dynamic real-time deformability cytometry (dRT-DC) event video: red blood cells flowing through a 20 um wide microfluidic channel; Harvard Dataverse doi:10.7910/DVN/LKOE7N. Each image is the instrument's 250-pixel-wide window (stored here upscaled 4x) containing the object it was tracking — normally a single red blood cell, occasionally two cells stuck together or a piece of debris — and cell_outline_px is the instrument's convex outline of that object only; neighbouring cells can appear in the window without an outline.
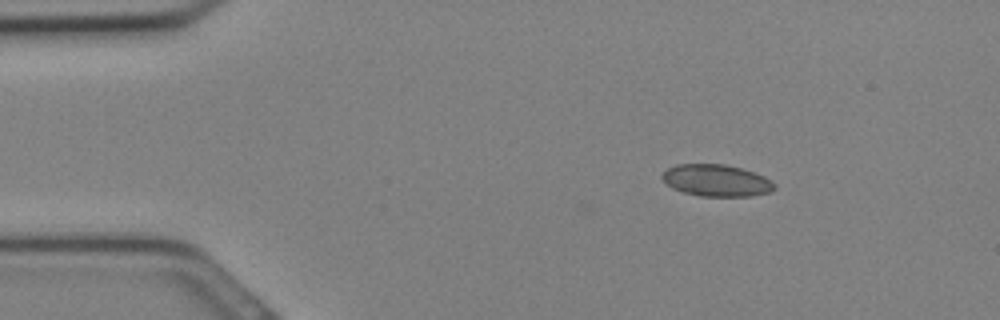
{"species": "Egyptian fruit bat (a non-hibernating species)", "species_latin": "Rousettus aegyptiacus", "temperature_condition": "cold", "stored_images_in_passage": 30, "camera_frame_rate_fps": 3000, "um_per_image_px": 0.085, "animal": {"sex": "female"}, "frame": {"image": 1, "passage_image": 4, "time_ms": 1.0, "image_size_px": [1000, 320], "cell_outline_px": [[776, 188], [772, 192], [748, 196], [700, 196], [684, 192], [672, 188], [660, 176], [668, 168], [676, 164], [724, 164], [740, 168], [764, 176], [772, 180], [776, 184]], "centroid_in_image_um": [60.92, 15.34], "position_along_channel_um": 24.1, "area_um2": 20.81}}
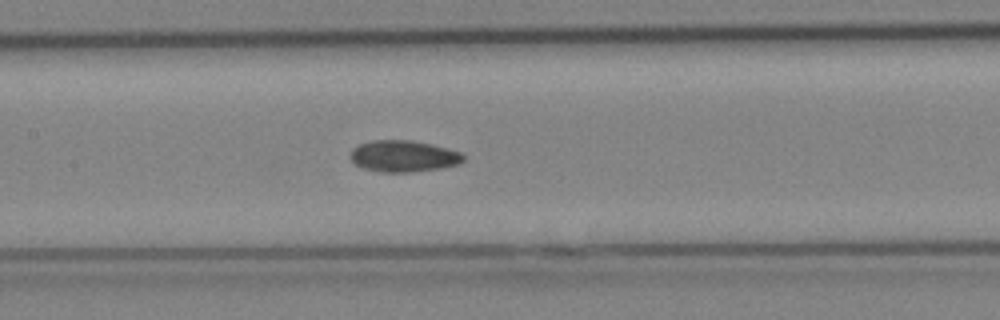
{"frame": {"image": 2, "passage_image": 14, "time_ms": 4.333, "image_size_px": [1000, 320], "cell_outline_px": [[464, 160], [460, 164], [440, 168], [408, 172], [380, 172], [360, 168], [352, 160], [352, 148], [360, 144], [372, 140], [412, 140], [432, 144], [448, 148], [460, 152], [464, 156]], "centroid_in_image_um": [34.31, 13.27], "position_along_channel_um": 173.1, "area_um2": 20.75}}
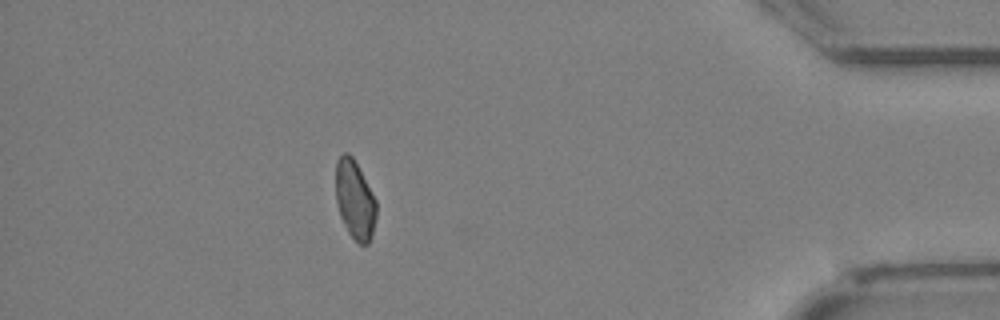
{"frame": {"image": 3, "passage_image": 27, "time_ms": 8.667, "image_size_px": [1000, 320], "cell_outline_px": [[376, 216], [372, 236], [368, 244], [356, 244], [348, 232], [340, 216], [336, 200], [336, 160], [344, 152], [348, 152], [352, 156], [376, 200]], "centroid_in_image_um": [30.15, 17.01], "position_along_channel_um": 405.0, "area_um2": 18.61}}